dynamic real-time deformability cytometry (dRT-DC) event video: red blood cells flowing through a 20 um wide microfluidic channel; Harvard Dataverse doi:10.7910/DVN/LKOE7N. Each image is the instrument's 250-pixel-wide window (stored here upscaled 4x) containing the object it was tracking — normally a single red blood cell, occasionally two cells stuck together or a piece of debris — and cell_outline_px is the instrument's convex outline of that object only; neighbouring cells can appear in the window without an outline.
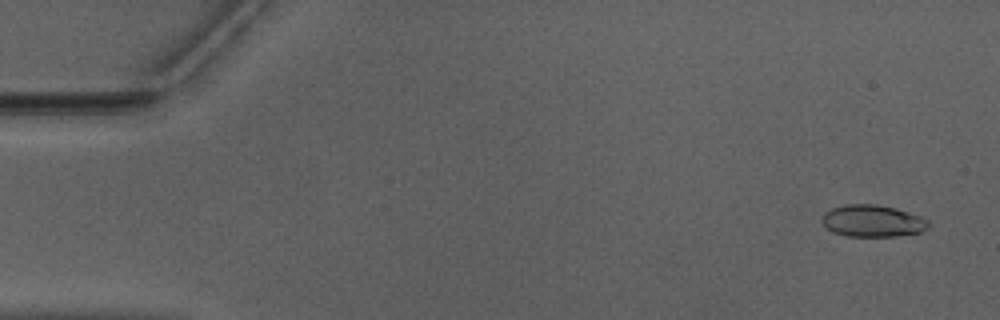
{"species": "Egyptian fruit bat (a non-hibernating species)", "species_latin": "Rousettus aegyptiacus", "temperature_condition": "warm", "stored_images_in_passage": 51, "camera_frame_rate_fps": 3000, "um_per_image_px": 0.085, "animal": {"sex": "male"}, "frame": {"image": 1, "passage_image": 2, "time_ms": 0.333, "image_size_px": [1000, 320], "cell_outline_px": [[928, 228], [920, 232], [896, 236], [848, 236], [832, 232], [820, 220], [824, 212], [832, 208], [844, 204], [876, 204], [896, 208], [920, 216], [928, 220]], "centroid_in_image_um": [74.15, 18.77], "position_along_channel_um": 10.9, "area_um2": 19.83}}
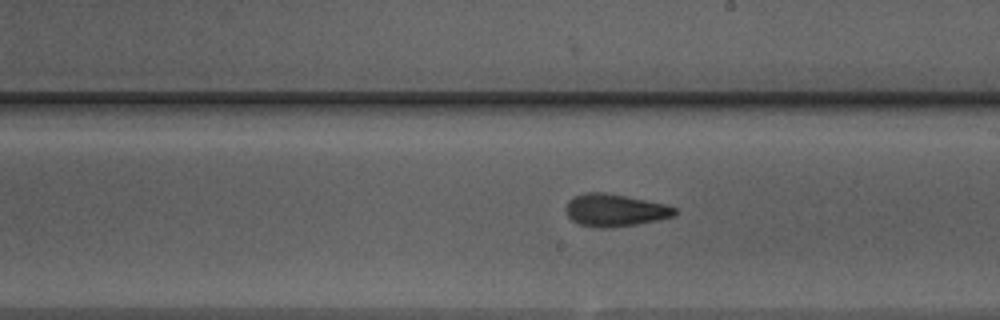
{"frame": {"image": 2, "passage_image": 29, "time_ms": 9.333, "image_size_px": [1000, 320], "cell_outline_px": [[676, 212], [672, 216], [656, 220], [636, 224], [608, 228], [596, 228], [580, 224], [572, 220], [568, 216], [564, 208], [568, 200], [572, 196], [584, 192], [604, 192], [664, 204], [676, 208]], "centroid_in_image_um": [52.18, 17.86], "position_along_channel_um": 236.8, "area_um2": 20.46}}
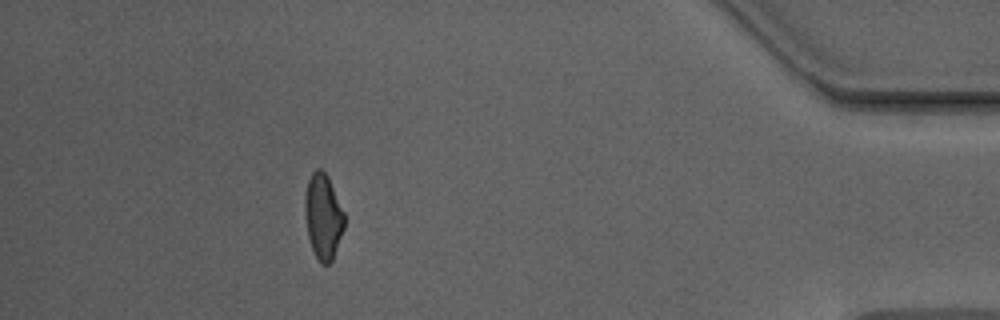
{"frame": {"image": 3, "passage_image": 46, "time_ms": 15.0, "image_size_px": [1000, 320], "cell_outline_px": [[344, 228], [332, 260], [328, 264], [320, 264], [312, 248], [308, 236], [304, 208], [304, 196], [308, 180], [312, 172], [316, 168], [320, 168], [328, 176], [344, 212]], "centroid_in_image_um": [27.46, 18.38], "position_along_channel_um": 407.7, "area_um2": 19.54}, "authors_computed_cell_mechanics": {"area_um2": 20.1722, "velocity_mm_per_s": 3.985, "shape_relaxation_time_tau1_ms": 6.5252, "shape_relaxation_time_tau2_ms": 2.1899, "deformation_change_tau1": 0.1779, "deformation_change_tau2": 0.0988}}